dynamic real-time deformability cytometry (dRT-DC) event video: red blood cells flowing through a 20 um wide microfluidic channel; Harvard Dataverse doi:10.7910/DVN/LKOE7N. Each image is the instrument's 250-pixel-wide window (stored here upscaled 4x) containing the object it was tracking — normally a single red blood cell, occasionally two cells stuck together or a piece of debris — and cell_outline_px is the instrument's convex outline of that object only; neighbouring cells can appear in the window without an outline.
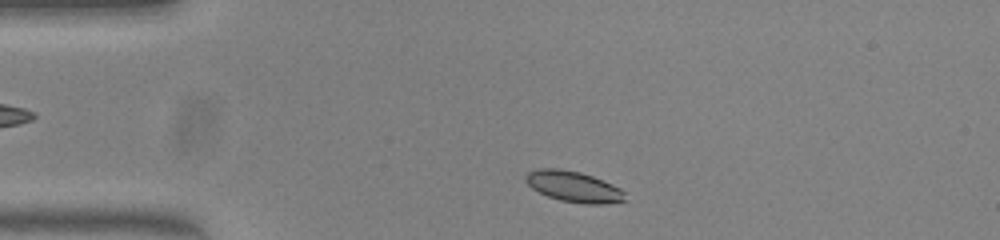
{"species": "common noctule bat (a hibernating species)", "species_latin": "Nyctalus noctula", "temperature_condition": "warm", "stored_images_in_passage": 43, "camera_frame_rate_fps": 3000, "um_per_image_px": 0.085, "animal": {"sex": "female", "body_mass_g": 23.0, "forearm_length_mm": 53.4}, "frame": {"image": 1, "passage_image": 3, "time_ms": 0.667, "image_size_px": [1000, 240], "cell_outline_px": [[628, 200], [604, 204], [584, 204], [560, 200], [548, 196], [532, 188], [524, 180], [524, 176], [528, 172], [540, 168], [556, 168], [580, 172], [592, 176], [612, 184], [620, 188], [624, 192]], "centroid_in_image_um": [48.77, 15.87], "position_along_channel_um": 36.2, "area_um2": 17.86}}
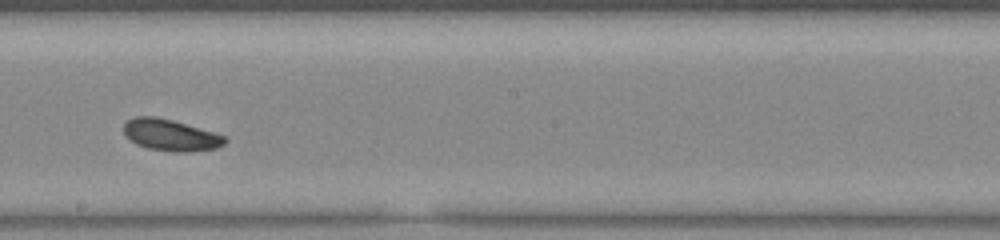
{"frame": {"image": 2, "passage_image": 21, "time_ms": 6.667, "image_size_px": [1000, 240], "cell_outline_px": [[228, 140], [224, 144], [216, 148], [188, 152], [176, 152], [148, 148], [136, 144], [124, 136], [124, 124], [132, 116], [156, 116], [172, 120], [212, 132], [224, 136]], "centroid_in_image_um": [14.45, 11.48], "position_along_channel_um": 233.7, "area_um2": 18.5}}
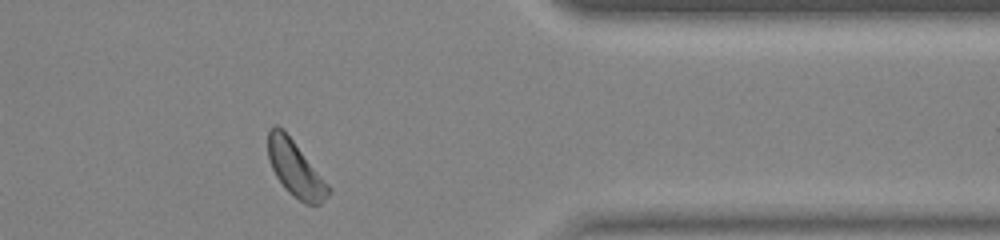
{"frame": {"image": 3, "passage_image": 34, "time_ms": 11.0, "image_size_px": [1000, 240], "cell_outline_px": [[332, 192], [320, 204], [304, 204], [288, 192], [276, 176], [268, 160], [268, 132], [276, 124], [292, 140], [332, 188]], "centroid_in_image_um": [25.13, 14.4], "position_along_channel_um": 386.3, "area_um2": 19.25}, "authors_computed_cell_mechanics": {"area_um2": 18.496, "velocity_mm_per_s": 3.9307, "shape_relaxation_time_tau1_ms": 10.1321, "shape_relaxation_time_tau2_ms": null, "deformation_change_tau1": 0.1699, "deformation_change_tau2": null}}